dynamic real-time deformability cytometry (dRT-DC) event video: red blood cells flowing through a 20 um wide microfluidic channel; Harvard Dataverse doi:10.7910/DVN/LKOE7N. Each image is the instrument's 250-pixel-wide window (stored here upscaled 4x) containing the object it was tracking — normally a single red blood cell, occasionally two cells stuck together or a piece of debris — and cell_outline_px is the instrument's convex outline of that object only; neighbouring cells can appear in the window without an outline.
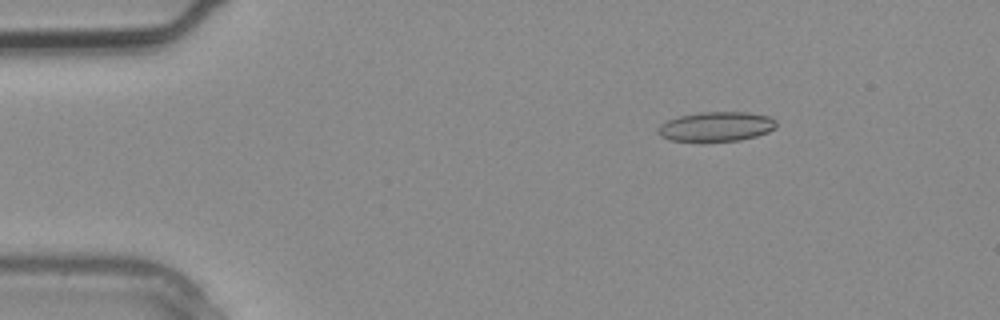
{"species": "common noctule bat (a hibernating species)", "species_latin": "Nyctalus noctula", "temperature_condition": "warm", "stored_images_in_passage": 4, "camera_frame_rate_fps": 3000, "um_per_image_px": 0.085, "animal": {"sex": "male", "body_mass_g": 20.4}, "frame": {"image": 1, "passage_image": 2, "time_ms": 0.333, "image_size_px": [1000, 320], "cell_outline_px": [[776, 128], [768, 132], [756, 136], [740, 140], [672, 140], [660, 136], [656, 132], [656, 128], [660, 124], [668, 120], [680, 116], [700, 112], [748, 112], [772, 116], [776, 120]], "centroid_in_image_um": [60.91, 10.73], "position_along_channel_um": 24.1, "area_um2": 20.29}}